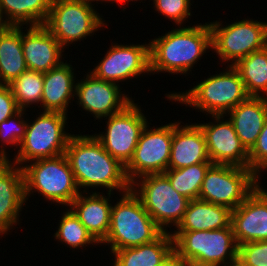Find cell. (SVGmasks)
I'll use <instances>...</instances> for the list:
<instances>
[{"instance_id": "29", "label": "cell", "mask_w": 267, "mask_h": 266, "mask_svg": "<svg viewBox=\"0 0 267 266\" xmlns=\"http://www.w3.org/2000/svg\"><path fill=\"white\" fill-rule=\"evenodd\" d=\"M62 212L61 218H59L58 227L53 235L54 240L63 243L64 246L71 248L73 251L79 250L80 248L89 247L88 245H100L87 231L86 227L80 222L73 211L67 207Z\"/></svg>"}, {"instance_id": "20", "label": "cell", "mask_w": 267, "mask_h": 266, "mask_svg": "<svg viewBox=\"0 0 267 266\" xmlns=\"http://www.w3.org/2000/svg\"><path fill=\"white\" fill-rule=\"evenodd\" d=\"M177 121H173L168 169H180L197 163L211 162L200 126L197 123L181 125L182 121Z\"/></svg>"}, {"instance_id": "27", "label": "cell", "mask_w": 267, "mask_h": 266, "mask_svg": "<svg viewBox=\"0 0 267 266\" xmlns=\"http://www.w3.org/2000/svg\"><path fill=\"white\" fill-rule=\"evenodd\" d=\"M52 0H0V13L8 26H38L46 22Z\"/></svg>"}, {"instance_id": "23", "label": "cell", "mask_w": 267, "mask_h": 266, "mask_svg": "<svg viewBox=\"0 0 267 266\" xmlns=\"http://www.w3.org/2000/svg\"><path fill=\"white\" fill-rule=\"evenodd\" d=\"M225 116L229 117L241 144L249 152L263 129L267 117V98L249 96Z\"/></svg>"}, {"instance_id": "16", "label": "cell", "mask_w": 267, "mask_h": 266, "mask_svg": "<svg viewBox=\"0 0 267 266\" xmlns=\"http://www.w3.org/2000/svg\"><path fill=\"white\" fill-rule=\"evenodd\" d=\"M209 118L213 121L197 124L205 136L211 162L249 168V152L241 144L232 122L225 115H209Z\"/></svg>"}, {"instance_id": "31", "label": "cell", "mask_w": 267, "mask_h": 266, "mask_svg": "<svg viewBox=\"0 0 267 266\" xmlns=\"http://www.w3.org/2000/svg\"><path fill=\"white\" fill-rule=\"evenodd\" d=\"M44 73L33 70L24 71L18 78L11 81L8 86L20 110L31 109L34 104L40 108L43 94Z\"/></svg>"}, {"instance_id": "18", "label": "cell", "mask_w": 267, "mask_h": 266, "mask_svg": "<svg viewBox=\"0 0 267 266\" xmlns=\"http://www.w3.org/2000/svg\"><path fill=\"white\" fill-rule=\"evenodd\" d=\"M24 174L21 167L9 160L0 162V236L7 235L21 223L26 206Z\"/></svg>"}, {"instance_id": "38", "label": "cell", "mask_w": 267, "mask_h": 266, "mask_svg": "<svg viewBox=\"0 0 267 266\" xmlns=\"http://www.w3.org/2000/svg\"><path fill=\"white\" fill-rule=\"evenodd\" d=\"M84 1H86L88 4H90V5H95V3L93 4V2H96V4H97V6H98V4H100V3H102V2H105V3H117L118 4V6H119V0H84ZM98 2H100V3H98Z\"/></svg>"}, {"instance_id": "13", "label": "cell", "mask_w": 267, "mask_h": 266, "mask_svg": "<svg viewBox=\"0 0 267 266\" xmlns=\"http://www.w3.org/2000/svg\"><path fill=\"white\" fill-rule=\"evenodd\" d=\"M150 123L142 130L133 156L125 166L130 183L147 174L164 173L168 169L173 122L151 128Z\"/></svg>"}, {"instance_id": "2", "label": "cell", "mask_w": 267, "mask_h": 266, "mask_svg": "<svg viewBox=\"0 0 267 266\" xmlns=\"http://www.w3.org/2000/svg\"><path fill=\"white\" fill-rule=\"evenodd\" d=\"M148 42L152 75L161 72L188 76L202 56L212 49L208 22L178 26Z\"/></svg>"}, {"instance_id": "41", "label": "cell", "mask_w": 267, "mask_h": 266, "mask_svg": "<svg viewBox=\"0 0 267 266\" xmlns=\"http://www.w3.org/2000/svg\"><path fill=\"white\" fill-rule=\"evenodd\" d=\"M131 1H132V2L135 1L134 3L136 4V2H137V1H140V0H119V4H121V5L123 4V5H125L124 3H128V2H131ZM142 1H143V0H141L140 3H141Z\"/></svg>"}, {"instance_id": "25", "label": "cell", "mask_w": 267, "mask_h": 266, "mask_svg": "<svg viewBox=\"0 0 267 266\" xmlns=\"http://www.w3.org/2000/svg\"><path fill=\"white\" fill-rule=\"evenodd\" d=\"M174 252L170 232H163L152 242L137 247L123 248L113 252L112 266H158Z\"/></svg>"}, {"instance_id": "30", "label": "cell", "mask_w": 267, "mask_h": 266, "mask_svg": "<svg viewBox=\"0 0 267 266\" xmlns=\"http://www.w3.org/2000/svg\"><path fill=\"white\" fill-rule=\"evenodd\" d=\"M212 164V162H204L180 169H167L164 174L176 192L189 200L199 199L205 174Z\"/></svg>"}, {"instance_id": "6", "label": "cell", "mask_w": 267, "mask_h": 266, "mask_svg": "<svg viewBox=\"0 0 267 266\" xmlns=\"http://www.w3.org/2000/svg\"><path fill=\"white\" fill-rule=\"evenodd\" d=\"M37 114L32 122L27 118L24 139L16 151L17 154L13 155L15 157L9 159L21 168L35 160L65 154L68 141L73 135L72 131L67 133L65 130L69 123L68 114L50 111H40Z\"/></svg>"}, {"instance_id": "11", "label": "cell", "mask_w": 267, "mask_h": 266, "mask_svg": "<svg viewBox=\"0 0 267 266\" xmlns=\"http://www.w3.org/2000/svg\"><path fill=\"white\" fill-rule=\"evenodd\" d=\"M261 180L250 168L212 164L205 174L199 199L234 210Z\"/></svg>"}, {"instance_id": "33", "label": "cell", "mask_w": 267, "mask_h": 266, "mask_svg": "<svg viewBox=\"0 0 267 266\" xmlns=\"http://www.w3.org/2000/svg\"><path fill=\"white\" fill-rule=\"evenodd\" d=\"M191 2V0H153V9L174 22L173 24L184 26L188 18L192 17Z\"/></svg>"}, {"instance_id": "9", "label": "cell", "mask_w": 267, "mask_h": 266, "mask_svg": "<svg viewBox=\"0 0 267 266\" xmlns=\"http://www.w3.org/2000/svg\"><path fill=\"white\" fill-rule=\"evenodd\" d=\"M211 46L223 64L234 66L240 59L267 46V22L246 18L226 23L208 22ZM224 25V26H223ZM230 62V63H229Z\"/></svg>"}, {"instance_id": "34", "label": "cell", "mask_w": 267, "mask_h": 266, "mask_svg": "<svg viewBox=\"0 0 267 266\" xmlns=\"http://www.w3.org/2000/svg\"><path fill=\"white\" fill-rule=\"evenodd\" d=\"M237 258L246 266H267V240L238 245Z\"/></svg>"}, {"instance_id": "28", "label": "cell", "mask_w": 267, "mask_h": 266, "mask_svg": "<svg viewBox=\"0 0 267 266\" xmlns=\"http://www.w3.org/2000/svg\"><path fill=\"white\" fill-rule=\"evenodd\" d=\"M234 67L249 96L267 98V46L240 59Z\"/></svg>"}, {"instance_id": "36", "label": "cell", "mask_w": 267, "mask_h": 266, "mask_svg": "<svg viewBox=\"0 0 267 266\" xmlns=\"http://www.w3.org/2000/svg\"><path fill=\"white\" fill-rule=\"evenodd\" d=\"M19 110L9 86L0 84V123L13 116Z\"/></svg>"}, {"instance_id": "22", "label": "cell", "mask_w": 267, "mask_h": 266, "mask_svg": "<svg viewBox=\"0 0 267 266\" xmlns=\"http://www.w3.org/2000/svg\"><path fill=\"white\" fill-rule=\"evenodd\" d=\"M74 71L71 63L66 60L44 73L42 111L68 113L67 108L75 98L77 73Z\"/></svg>"}, {"instance_id": "40", "label": "cell", "mask_w": 267, "mask_h": 266, "mask_svg": "<svg viewBox=\"0 0 267 266\" xmlns=\"http://www.w3.org/2000/svg\"><path fill=\"white\" fill-rule=\"evenodd\" d=\"M8 25L6 24V22L4 21V19L2 18V15L0 13V32L3 31Z\"/></svg>"}, {"instance_id": "21", "label": "cell", "mask_w": 267, "mask_h": 266, "mask_svg": "<svg viewBox=\"0 0 267 266\" xmlns=\"http://www.w3.org/2000/svg\"><path fill=\"white\" fill-rule=\"evenodd\" d=\"M106 194L104 191L96 193L80 192L69 205V208L99 244L107 237L109 232L113 205L110 198L114 197L115 193L107 192Z\"/></svg>"}, {"instance_id": "10", "label": "cell", "mask_w": 267, "mask_h": 266, "mask_svg": "<svg viewBox=\"0 0 267 266\" xmlns=\"http://www.w3.org/2000/svg\"><path fill=\"white\" fill-rule=\"evenodd\" d=\"M131 190L140 198L145 210L164 231L178 226L189 199L176 192L164 173L147 174L131 183ZM171 227H170V226Z\"/></svg>"}, {"instance_id": "12", "label": "cell", "mask_w": 267, "mask_h": 266, "mask_svg": "<svg viewBox=\"0 0 267 266\" xmlns=\"http://www.w3.org/2000/svg\"><path fill=\"white\" fill-rule=\"evenodd\" d=\"M143 111L133 100L121 112L105 118V132L93 134L103 148L124 166L131 160L142 130L148 123Z\"/></svg>"}, {"instance_id": "32", "label": "cell", "mask_w": 267, "mask_h": 266, "mask_svg": "<svg viewBox=\"0 0 267 266\" xmlns=\"http://www.w3.org/2000/svg\"><path fill=\"white\" fill-rule=\"evenodd\" d=\"M25 113H27L26 110H19L13 116L0 123V159L3 161L10 159V154L5 150L8 148L7 146L10 148L14 146L16 150L24 139L27 127Z\"/></svg>"}, {"instance_id": "35", "label": "cell", "mask_w": 267, "mask_h": 266, "mask_svg": "<svg viewBox=\"0 0 267 266\" xmlns=\"http://www.w3.org/2000/svg\"><path fill=\"white\" fill-rule=\"evenodd\" d=\"M249 168L260 179L263 177L262 173L267 171V117L256 144L249 151Z\"/></svg>"}, {"instance_id": "8", "label": "cell", "mask_w": 267, "mask_h": 266, "mask_svg": "<svg viewBox=\"0 0 267 266\" xmlns=\"http://www.w3.org/2000/svg\"><path fill=\"white\" fill-rule=\"evenodd\" d=\"M102 17L94 5L84 0H52L44 26L66 50L71 44L96 34L98 29L107 28Z\"/></svg>"}, {"instance_id": "26", "label": "cell", "mask_w": 267, "mask_h": 266, "mask_svg": "<svg viewBox=\"0 0 267 266\" xmlns=\"http://www.w3.org/2000/svg\"><path fill=\"white\" fill-rule=\"evenodd\" d=\"M23 26H7L0 32V84L8 85L28 70L22 47Z\"/></svg>"}, {"instance_id": "19", "label": "cell", "mask_w": 267, "mask_h": 266, "mask_svg": "<svg viewBox=\"0 0 267 266\" xmlns=\"http://www.w3.org/2000/svg\"><path fill=\"white\" fill-rule=\"evenodd\" d=\"M23 29L22 47L28 70L45 73L66 61L65 49L44 25Z\"/></svg>"}, {"instance_id": "3", "label": "cell", "mask_w": 267, "mask_h": 266, "mask_svg": "<svg viewBox=\"0 0 267 266\" xmlns=\"http://www.w3.org/2000/svg\"><path fill=\"white\" fill-rule=\"evenodd\" d=\"M225 70L204 77L203 81L194 84L189 90L168 92L165 97L174 103L190 106L192 110L197 109L207 116L226 115L249 95L237 69L226 65Z\"/></svg>"}, {"instance_id": "4", "label": "cell", "mask_w": 267, "mask_h": 266, "mask_svg": "<svg viewBox=\"0 0 267 266\" xmlns=\"http://www.w3.org/2000/svg\"><path fill=\"white\" fill-rule=\"evenodd\" d=\"M119 196L120 199L113 202L111 208L107 237L100 243L101 246L110 245V254L116 250L152 242L164 232L131 189Z\"/></svg>"}, {"instance_id": "1", "label": "cell", "mask_w": 267, "mask_h": 266, "mask_svg": "<svg viewBox=\"0 0 267 266\" xmlns=\"http://www.w3.org/2000/svg\"><path fill=\"white\" fill-rule=\"evenodd\" d=\"M65 156L80 192L88 193L91 188L93 193L99 192L100 189L107 190L108 193L117 190L121 194L131 189L125 166L113 158L93 134L73 133L68 141Z\"/></svg>"}, {"instance_id": "7", "label": "cell", "mask_w": 267, "mask_h": 266, "mask_svg": "<svg viewBox=\"0 0 267 266\" xmlns=\"http://www.w3.org/2000/svg\"><path fill=\"white\" fill-rule=\"evenodd\" d=\"M22 170L26 201L37 192L44 201L68 207L80 193L65 154L29 162Z\"/></svg>"}, {"instance_id": "14", "label": "cell", "mask_w": 267, "mask_h": 266, "mask_svg": "<svg viewBox=\"0 0 267 266\" xmlns=\"http://www.w3.org/2000/svg\"><path fill=\"white\" fill-rule=\"evenodd\" d=\"M106 51L92 71L89 69L96 78L124 85V81L151 75L149 43L125 45L112 42Z\"/></svg>"}, {"instance_id": "37", "label": "cell", "mask_w": 267, "mask_h": 266, "mask_svg": "<svg viewBox=\"0 0 267 266\" xmlns=\"http://www.w3.org/2000/svg\"><path fill=\"white\" fill-rule=\"evenodd\" d=\"M158 266H185L178 258L175 252H173L163 263Z\"/></svg>"}, {"instance_id": "39", "label": "cell", "mask_w": 267, "mask_h": 266, "mask_svg": "<svg viewBox=\"0 0 267 266\" xmlns=\"http://www.w3.org/2000/svg\"><path fill=\"white\" fill-rule=\"evenodd\" d=\"M225 266H246L244 265L238 258L232 262H229L227 265Z\"/></svg>"}, {"instance_id": "15", "label": "cell", "mask_w": 267, "mask_h": 266, "mask_svg": "<svg viewBox=\"0 0 267 266\" xmlns=\"http://www.w3.org/2000/svg\"><path fill=\"white\" fill-rule=\"evenodd\" d=\"M121 90L120 85L100 80L87 71L80 81L76 79L74 100L77 99L75 102L83 111L91 113L94 121H99L121 112L134 100Z\"/></svg>"}, {"instance_id": "17", "label": "cell", "mask_w": 267, "mask_h": 266, "mask_svg": "<svg viewBox=\"0 0 267 266\" xmlns=\"http://www.w3.org/2000/svg\"><path fill=\"white\" fill-rule=\"evenodd\" d=\"M261 182L231 212V226L237 245L267 240V189Z\"/></svg>"}, {"instance_id": "5", "label": "cell", "mask_w": 267, "mask_h": 266, "mask_svg": "<svg viewBox=\"0 0 267 266\" xmlns=\"http://www.w3.org/2000/svg\"><path fill=\"white\" fill-rule=\"evenodd\" d=\"M174 252L185 266H225L237 259L233 229L170 232Z\"/></svg>"}, {"instance_id": "24", "label": "cell", "mask_w": 267, "mask_h": 266, "mask_svg": "<svg viewBox=\"0 0 267 266\" xmlns=\"http://www.w3.org/2000/svg\"><path fill=\"white\" fill-rule=\"evenodd\" d=\"M231 212L227 207L200 199L190 200L182 220L170 232L210 231L231 225Z\"/></svg>"}]
</instances>
